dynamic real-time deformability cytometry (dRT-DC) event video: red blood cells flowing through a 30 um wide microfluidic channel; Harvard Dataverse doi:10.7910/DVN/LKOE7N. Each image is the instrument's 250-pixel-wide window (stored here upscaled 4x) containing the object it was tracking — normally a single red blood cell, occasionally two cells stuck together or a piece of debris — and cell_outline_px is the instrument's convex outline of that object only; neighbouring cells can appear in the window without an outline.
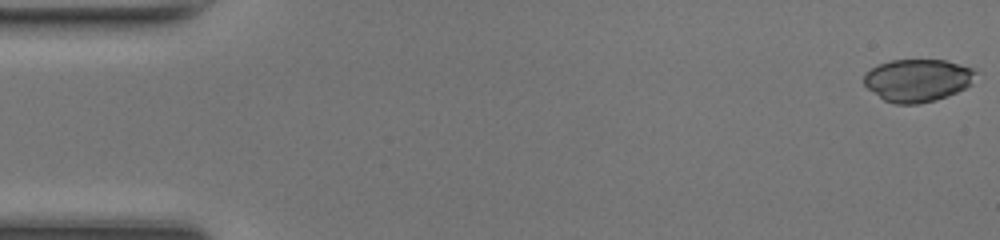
{"species": "common noctule bat (a hibernating species)", "species_latin": "Nyctalus noctula", "temperature_condition": "room temperature", "stored_images_in_passage": 48, "camera_frame_rate_fps": 3000, "um_per_image_px": 0.085, "animal": {"sex": "female", "body_mass_g": 17.0, "forearm_length_mm": 48.0}, "frame": {"image": 1, "passage_image": 1, "time_ms": 0.0, "image_size_px": [1000, 240], "cell_outline_px": [[976, 72], [972, 84], [948, 96], [936, 100], [916, 104], [896, 104], [884, 100], [868, 88], [864, 84], [864, 72], [880, 64], [892, 60], [944, 60], [972, 68]], "centroid_in_image_um": [77.99, 6.83], "position_along_channel_um": 7.0, "area_um2": 27.57}}
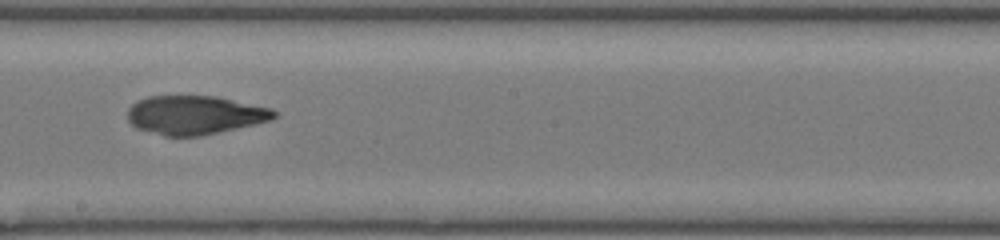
{"frame": {"image": 2, "passage_image": 27, "time_ms": 8.667, "image_size_px": [1000, 240], "cell_outline_px": [[276, 116], [272, 120], [256, 124], [200, 136], [164, 136], [136, 128], [128, 120], [128, 108], [136, 100], [148, 96], [216, 96], [272, 108], [276, 112]], "centroid_in_image_um": [16.56, 9.77], "position_along_channel_um": 231.6, "area_um2": 33.23}}
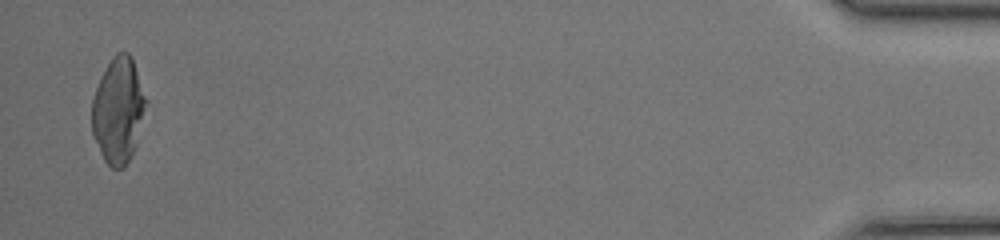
{"frame": {"image": 3, "passage_image": 47, "time_ms": 15.333, "image_size_px": [1000, 240], "cell_outline_px": [[148, 104], [136, 144], [132, 156], [124, 168], [112, 168], [104, 160], [92, 136], [92, 100], [96, 88], [108, 64], [116, 52], [128, 52], [132, 56], [148, 100]], "centroid_in_image_um": [10.08, 9.39], "position_along_channel_um": 425.1, "area_um2": 33.58}}